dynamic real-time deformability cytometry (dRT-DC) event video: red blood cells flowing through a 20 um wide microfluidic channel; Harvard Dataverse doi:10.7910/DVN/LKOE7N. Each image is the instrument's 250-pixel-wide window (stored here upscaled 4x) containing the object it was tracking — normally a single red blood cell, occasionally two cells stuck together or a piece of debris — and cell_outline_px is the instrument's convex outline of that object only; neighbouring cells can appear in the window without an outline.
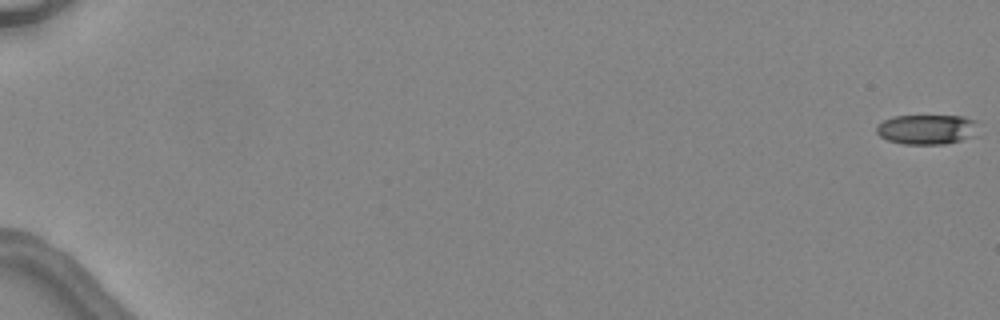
{"species": "common noctule bat (a hibernating species)", "species_latin": "Nyctalus noctula", "temperature_condition": "warm", "stored_images_in_passage": 6, "camera_frame_rate_fps": 3000, "um_per_image_px": 0.085, "animal": {"sex": "female", "body_mass_g": 24.6, "forearm_length_mm": 56.2}, "frame": {"image": 1, "passage_image": 1, "time_ms": 0.0, "image_size_px": [1000, 320], "cell_outline_px": [[980, 136], [944, 144], [904, 144], [888, 140], [880, 136], [876, 132], [876, 128], [884, 120], [892, 116], [964, 116], [976, 120]], "centroid_in_image_um": [78.87, 11.0], "position_along_channel_um": 6.1, "area_um2": 18.03}}
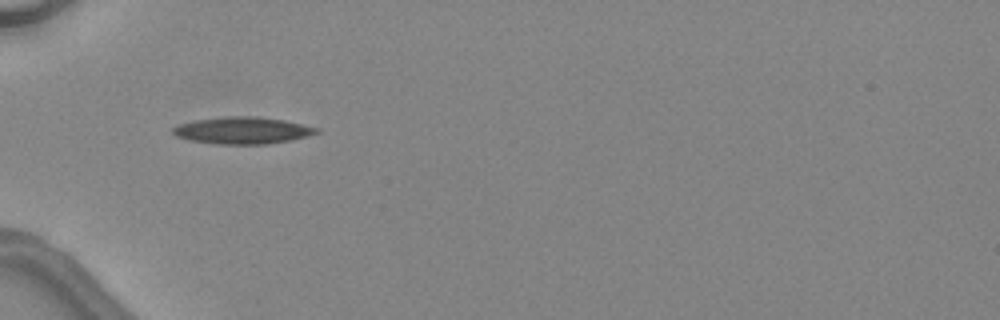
{"frame": {"image": 2, "passage_image": 5, "time_ms": 6.0, "image_size_px": [1000, 320], "cell_outline_px": [[320, 132], [308, 136], [292, 140], [268, 144], [216, 144], [188, 140], [176, 136], [172, 132], [172, 128], [180, 124], [196, 120], [228, 116], [256, 116], [284, 120], [320, 128]], "centroid_in_image_um": [20.64, 11.09], "position_along_channel_um": 64.4, "area_um2": 22.6}}